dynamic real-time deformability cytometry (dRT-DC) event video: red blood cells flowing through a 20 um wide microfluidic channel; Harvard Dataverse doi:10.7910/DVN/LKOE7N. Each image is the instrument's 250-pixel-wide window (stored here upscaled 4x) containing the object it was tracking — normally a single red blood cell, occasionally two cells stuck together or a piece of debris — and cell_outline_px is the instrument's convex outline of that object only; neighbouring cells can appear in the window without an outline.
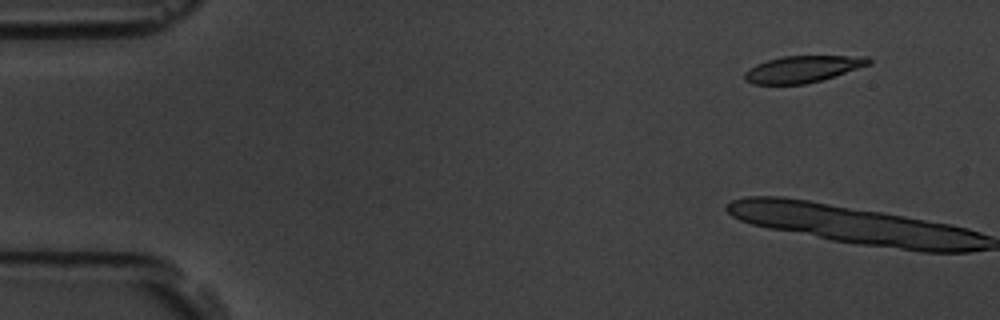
{"species": "common noctule bat (a hibernating species)", "species_latin": "Nyctalus noctula", "temperature_condition": "room temperature", "stored_images_in_passage": 6, "camera_frame_rate_fps": 3000, "um_per_image_px": 0.085, "animal": {"sex": "male", "body_mass_g": 19.5, "forearm_length_mm": 54.6}, "frame": {"image": 1, "passage_image": 2, "time_ms": 1.0, "image_size_px": [1000, 320], "cell_outline_px": [[872, 64], [820, 80], [804, 84], [752, 84], [744, 80], [744, 72], [756, 64], [768, 60], [784, 56], [868, 56], [872, 60]], "centroid_in_image_um": [68.23, 5.87], "position_along_channel_um": 16.8, "area_um2": 19.19}}